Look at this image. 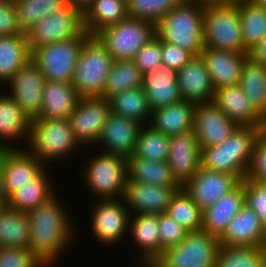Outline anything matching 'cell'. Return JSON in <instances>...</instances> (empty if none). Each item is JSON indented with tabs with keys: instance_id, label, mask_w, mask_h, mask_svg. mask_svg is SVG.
Segmentation results:
<instances>
[{
	"instance_id": "6da1fadb",
	"label": "cell",
	"mask_w": 266,
	"mask_h": 267,
	"mask_svg": "<svg viewBox=\"0 0 266 267\" xmlns=\"http://www.w3.org/2000/svg\"><path fill=\"white\" fill-rule=\"evenodd\" d=\"M69 211L55 193L27 212L31 223L29 248L47 267L60 263L62 255L74 243L77 230Z\"/></svg>"
},
{
	"instance_id": "7a4b0ae2",
	"label": "cell",
	"mask_w": 266,
	"mask_h": 267,
	"mask_svg": "<svg viewBox=\"0 0 266 267\" xmlns=\"http://www.w3.org/2000/svg\"><path fill=\"white\" fill-rule=\"evenodd\" d=\"M266 128L237 127L221 144L201 149V167L246 178L256 139Z\"/></svg>"
},
{
	"instance_id": "3957f363",
	"label": "cell",
	"mask_w": 266,
	"mask_h": 267,
	"mask_svg": "<svg viewBox=\"0 0 266 267\" xmlns=\"http://www.w3.org/2000/svg\"><path fill=\"white\" fill-rule=\"evenodd\" d=\"M205 4L184 0L155 25L160 41L175 44L193 57L200 56L203 48V19Z\"/></svg>"
},
{
	"instance_id": "277c9868",
	"label": "cell",
	"mask_w": 266,
	"mask_h": 267,
	"mask_svg": "<svg viewBox=\"0 0 266 267\" xmlns=\"http://www.w3.org/2000/svg\"><path fill=\"white\" fill-rule=\"evenodd\" d=\"M81 147L75 140L69 119L31 120L28 144L25 148L46 168L51 162L60 160L61 163L63 159L72 157Z\"/></svg>"
},
{
	"instance_id": "5b68a950",
	"label": "cell",
	"mask_w": 266,
	"mask_h": 267,
	"mask_svg": "<svg viewBox=\"0 0 266 267\" xmlns=\"http://www.w3.org/2000/svg\"><path fill=\"white\" fill-rule=\"evenodd\" d=\"M203 41L207 48L248 54L241 36L238 1L205 4Z\"/></svg>"
},
{
	"instance_id": "8992f818",
	"label": "cell",
	"mask_w": 266,
	"mask_h": 267,
	"mask_svg": "<svg viewBox=\"0 0 266 267\" xmlns=\"http://www.w3.org/2000/svg\"><path fill=\"white\" fill-rule=\"evenodd\" d=\"M114 61L96 36H89L85 40L71 81L81 98L102 97Z\"/></svg>"
},
{
	"instance_id": "52a82bcc",
	"label": "cell",
	"mask_w": 266,
	"mask_h": 267,
	"mask_svg": "<svg viewBox=\"0 0 266 267\" xmlns=\"http://www.w3.org/2000/svg\"><path fill=\"white\" fill-rule=\"evenodd\" d=\"M80 170L89 192L96 200L119 199L125 194L127 159L115 154H93ZM83 177V178H82ZM95 195V196H94Z\"/></svg>"
},
{
	"instance_id": "ba28073f",
	"label": "cell",
	"mask_w": 266,
	"mask_h": 267,
	"mask_svg": "<svg viewBox=\"0 0 266 267\" xmlns=\"http://www.w3.org/2000/svg\"><path fill=\"white\" fill-rule=\"evenodd\" d=\"M90 36L85 30L74 39L31 49V60L46 81L71 82L80 50Z\"/></svg>"
},
{
	"instance_id": "9c48e42d",
	"label": "cell",
	"mask_w": 266,
	"mask_h": 267,
	"mask_svg": "<svg viewBox=\"0 0 266 267\" xmlns=\"http://www.w3.org/2000/svg\"><path fill=\"white\" fill-rule=\"evenodd\" d=\"M114 60H133L136 53L155 36L151 22L128 17L95 35Z\"/></svg>"
},
{
	"instance_id": "30bf717a",
	"label": "cell",
	"mask_w": 266,
	"mask_h": 267,
	"mask_svg": "<svg viewBox=\"0 0 266 267\" xmlns=\"http://www.w3.org/2000/svg\"><path fill=\"white\" fill-rule=\"evenodd\" d=\"M219 246L216 236L188 232L179 244L165 249L156 262L159 267H215Z\"/></svg>"
},
{
	"instance_id": "8fae6325",
	"label": "cell",
	"mask_w": 266,
	"mask_h": 267,
	"mask_svg": "<svg viewBox=\"0 0 266 267\" xmlns=\"http://www.w3.org/2000/svg\"><path fill=\"white\" fill-rule=\"evenodd\" d=\"M84 31L82 11L70 3L41 19L26 34L30 48L74 39Z\"/></svg>"
},
{
	"instance_id": "7c38bea8",
	"label": "cell",
	"mask_w": 266,
	"mask_h": 267,
	"mask_svg": "<svg viewBox=\"0 0 266 267\" xmlns=\"http://www.w3.org/2000/svg\"><path fill=\"white\" fill-rule=\"evenodd\" d=\"M94 202L90 214V229H92L90 231L94 235L92 237L106 247L127 238L125 236L129 233L131 214L124 198L94 200Z\"/></svg>"
},
{
	"instance_id": "4fadbf2b",
	"label": "cell",
	"mask_w": 266,
	"mask_h": 267,
	"mask_svg": "<svg viewBox=\"0 0 266 267\" xmlns=\"http://www.w3.org/2000/svg\"><path fill=\"white\" fill-rule=\"evenodd\" d=\"M110 113V104L105 98L92 97L79 100L69 121L75 140L80 146L85 148L90 144V147L95 146Z\"/></svg>"
},
{
	"instance_id": "5bb4252c",
	"label": "cell",
	"mask_w": 266,
	"mask_h": 267,
	"mask_svg": "<svg viewBox=\"0 0 266 267\" xmlns=\"http://www.w3.org/2000/svg\"><path fill=\"white\" fill-rule=\"evenodd\" d=\"M45 82V77L39 68L30 60L5 85L8 87L5 89L8 91L7 93L20 106L30 121L39 118Z\"/></svg>"
},
{
	"instance_id": "9a60e30c",
	"label": "cell",
	"mask_w": 266,
	"mask_h": 267,
	"mask_svg": "<svg viewBox=\"0 0 266 267\" xmlns=\"http://www.w3.org/2000/svg\"><path fill=\"white\" fill-rule=\"evenodd\" d=\"M181 188V186L150 185L126 179L123 198L131 215H159L166 212L171 199Z\"/></svg>"
},
{
	"instance_id": "2e32d148",
	"label": "cell",
	"mask_w": 266,
	"mask_h": 267,
	"mask_svg": "<svg viewBox=\"0 0 266 267\" xmlns=\"http://www.w3.org/2000/svg\"><path fill=\"white\" fill-rule=\"evenodd\" d=\"M168 165L175 181L183 187L201 167V149L193 130L169 136Z\"/></svg>"
},
{
	"instance_id": "e0dca14e",
	"label": "cell",
	"mask_w": 266,
	"mask_h": 267,
	"mask_svg": "<svg viewBox=\"0 0 266 267\" xmlns=\"http://www.w3.org/2000/svg\"><path fill=\"white\" fill-rule=\"evenodd\" d=\"M143 126L137 121L117 116L111 112L95 147L101 146L99 147L102 149L100 151L104 153L115 154L128 159L136 149Z\"/></svg>"
},
{
	"instance_id": "ac0fdd59",
	"label": "cell",
	"mask_w": 266,
	"mask_h": 267,
	"mask_svg": "<svg viewBox=\"0 0 266 267\" xmlns=\"http://www.w3.org/2000/svg\"><path fill=\"white\" fill-rule=\"evenodd\" d=\"M237 127L212 101L196 104L193 131L200 149L221 144Z\"/></svg>"
},
{
	"instance_id": "d6986e66",
	"label": "cell",
	"mask_w": 266,
	"mask_h": 267,
	"mask_svg": "<svg viewBox=\"0 0 266 267\" xmlns=\"http://www.w3.org/2000/svg\"><path fill=\"white\" fill-rule=\"evenodd\" d=\"M241 181L232 174L200 167L182 188L203 211L234 189Z\"/></svg>"
},
{
	"instance_id": "ffe728a7",
	"label": "cell",
	"mask_w": 266,
	"mask_h": 267,
	"mask_svg": "<svg viewBox=\"0 0 266 267\" xmlns=\"http://www.w3.org/2000/svg\"><path fill=\"white\" fill-rule=\"evenodd\" d=\"M30 125L31 121L20 106L6 90L0 89V149L25 148L28 144Z\"/></svg>"
},
{
	"instance_id": "44dd1931",
	"label": "cell",
	"mask_w": 266,
	"mask_h": 267,
	"mask_svg": "<svg viewBox=\"0 0 266 267\" xmlns=\"http://www.w3.org/2000/svg\"><path fill=\"white\" fill-rule=\"evenodd\" d=\"M2 165L8 198L46 169L42 162L26 148L2 149Z\"/></svg>"
},
{
	"instance_id": "7402d4cb",
	"label": "cell",
	"mask_w": 266,
	"mask_h": 267,
	"mask_svg": "<svg viewBox=\"0 0 266 267\" xmlns=\"http://www.w3.org/2000/svg\"><path fill=\"white\" fill-rule=\"evenodd\" d=\"M220 245L266 248V228L246 204L231 219L219 238Z\"/></svg>"
},
{
	"instance_id": "603a6c76",
	"label": "cell",
	"mask_w": 266,
	"mask_h": 267,
	"mask_svg": "<svg viewBox=\"0 0 266 267\" xmlns=\"http://www.w3.org/2000/svg\"><path fill=\"white\" fill-rule=\"evenodd\" d=\"M141 87L151 111L183 100L177 84V70L165 66H155L144 72Z\"/></svg>"
},
{
	"instance_id": "cb8c5ba5",
	"label": "cell",
	"mask_w": 266,
	"mask_h": 267,
	"mask_svg": "<svg viewBox=\"0 0 266 267\" xmlns=\"http://www.w3.org/2000/svg\"><path fill=\"white\" fill-rule=\"evenodd\" d=\"M212 102L238 127L266 128L239 84L216 89Z\"/></svg>"
},
{
	"instance_id": "d4e9b609",
	"label": "cell",
	"mask_w": 266,
	"mask_h": 267,
	"mask_svg": "<svg viewBox=\"0 0 266 267\" xmlns=\"http://www.w3.org/2000/svg\"><path fill=\"white\" fill-rule=\"evenodd\" d=\"M177 84L183 100L194 104L213 100L215 89L201 56L192 57L177 71Z\"/></svg>"
},
{
	"instance_id": "484cf974",
	"label": "cell",
	"mask_w": 266,
	"mask_h": 267,
	"mask_svg": "<svg viewBox=\"0 0 266 267\" xmlns=\"http://www.w3.org/2000/svg\"><path fill=\"white\" fill-rule=\"evenodd\" d=\"M245 204V179L202 211V231L220 238Z\"/></svg>"
},
{
	"instance_id": "4316f807",
	"label": "cell",
	"mask_w": 266,
	"mask_h": 267,
	"mask_svg": "<svg viewBox=\"0 0 266 267\" xmlns=\"http://www.w3.org/2000/svg\"><path fill=\"white\" fill-rule=\"evenodd\" d=\"M201 58L206 64L214 89L239 84L242 66L248 54L204 47Z\"/></svg>"
},
{
	"instance_id": "83f0119b",
	"label": "cell",
	"mask_w": 266,
	"mask_h": 267,
	"mask_svg": "<svg viewBox=\"0 0 266 267\" xmlns=\"http://www.w3.org/2000/svg\"><path fill=\"white\" fill-rule=\"evenodd\" d=\"M128 235L137 246V261L156 262L161 257L158 215H131Z\"/></svg>"
},
{
	"instance_id": "f1b7e54d",
	"label": "cell",
	"mask_w": 266,
	"mask_h": 267,
	"mask_svg": "<svg viewBox=\"0 0 266 267\" xmlns=\"http://www.w3.org/2000/svg\"><path fill=\"white\" fill-rule=\"evenodd\" d=\"M80 99L71 82L46 81L39 118L69 119Z\"/></svg>"
},
{
	"instance_id": "f546056e",
	"label": "cell",
	"mask_w": 266,
	"mask_h": 267,
	"mask_svg": "<svg viewBox=\"0 0 266 267\" xmlns=\"http://www.w3.org/2000/svg\"><path fill=\"white\" fill-rule=\"evenodd\" d=\"M196 104L182 100L176 104L158 108L151 113L149 125L167 136L193 130Z\"/></svg>"
},
{
	"instance_id": "4dcf8cb0",
	"label": "cell",
	"mask_w": 266,
	"mask_h": 267,
	"mask_svg": "<svg viewBox=\"0 0 266 267\" xmlns=\"http://www.w3.org/2000/svg\"><path fill=\"white\" fill-rule=\"evenodd\" d=\"M30 60L31 49L25 33L0 36V89H5L17 71Z\"/></svg>"
},
{
	"instance_id": "1f68e13d",
	"label": "cell",
	"mask_w": 266,
	"mask_h": 267,
	"mask_svg": "<svg viewBox=\"0 0 266 267\" xmlns=\"http://www.w3.org/2000/svg\"><path fill=\"white\" fill-rule=\"evenodd\" d=\"M82 15L84 30L95 36L102 29L127 19L128 3L124 0H93Z\"/></svg>"
},
{
	"instance_id": "d6a6232c",
	"label": "cell",
	"mask_w": 266,
	"mask_h": 267,
	"mask_svg": "<svg viewBox=\"0 0 266 267\" xmlns=\"http://www.w3.org/2000/svg\"><path fill=\"white\" fill-rule=\"evenodd\" d=\"M31 223L27 212L0 205V248H29Z\"/></svg>"
},
{
	"instance_id": "836d02e7",
	"label": "cell",
	"mask_w": 266,
	"mask_h": 267,
	"mask_svg": "<svg viewBox=\"0 0 266 267\" xmlns=\"http://www.w3.org/2000/svg\"><path fill=\"white\" fill-rule=\"evenodd\" d=\"M239 86L254 111L266 122V67L247 56L242 66Z\"/></svg>"
},
{
	"instance_id": "e575fe53",
	"label": "cell",
	"mask_w": 266,
	"mask_h": 267,
	"mask_svg": "<svg viewBox=\"0 0 266 267\" xmlns=\"http://www.w3.org/2000/svg\"><path fill=\"white\" fill-rule=\"evenodd\" d=\"M48 167L35 179L21 186L8 199L7 205L13 209L28 212L52 197L56 190Z\"/></svg>"
},
{
	"instance_id": "d590c367",
	"label": "cell",
	"mask_w": 266,
	"mask_h": 267,
	"mask_svg": "<svg viewBox=\"0 0 266 267\" xmlns=\"http://www.w3.org/2000/svg\"><path fill=\"white\" fill-rule=\"evenodd\" d=\"M127 179L158 186H180L167 161H153L132 155L127 159Z\"/></svg>"
},
{
	"instance_id": "8d00e7d4",
	"label": "cell",
	"mask_w": 266,
	"mask_h": 267,
	"mask_svg": "<svg viewBox=\"0 0 266 267\" xmlns=\"http://www.w3.org/2000/svg\"><path fill=\"white\" fill-rule=\"evenodd\" d=\"M108 101L113 114L149 125L152 111L142 87L124 90L110 97Z\"/></svg>"
},
{
	"instance_id": "74e56055",
	"label": "cell",
	"mask_w": 266,
	"mask_h": 267,
	"mask_svg": "<svg viewBox=\"0 0 266 267\" xmlns=\"http://www.w3.org/2000/svg\"><path fill=\"white\" fill-rule=\"evenodd\" d=\"M241 36L247 50L266 36V8L253 0H239Z\"/></svg>"
},
{
	"instance_id": "f35d334b",
	"label": "cell",
	"mask_w": 266,
	"mask_h": 267,
	"mask_svg": "<svg viewBox=\"0 0 266 267\" xmlns=\"http://www.w3.org/2000/svg\"><path fill=\"white\" fill-rule=\"evenodd\" d=\"M143 73L133 60H115L106 78L101 98L109 99L124 90L142 86Z\"/></svg>"
},
{
	"instance_id": "ab89813d",
	"label": "cell",
	"mask_w": 266,
	"mask_h": 267,
	"mask_svg": "<svg viewBox=\"0 0 266 267\" xmlns=\"http://www.w3.org/2000/svg\"><path fill=\"white\" fill-rule=\"evenodd\" d=\"M215 267H266V248L220 245Z\"/></svg>"
},
{
	"instance_id": "60d3db41",
	"label": "cell",
	"mask_w": 266,
	"mask_h": 267,
	"mask_svg": "<svg viewBox=\"0 0 266 267\" xmlns=\"http://www.w3.org/2000/svg\"><path fill=\"white\" fill-rule=\"evenodd\" d=\"M165 213L188 232L202 231V210L183 188L173 196Z\"/></svg>"
},
{
	"instance_id": "b9f144b4",
	"label": "cell",
	"mask_w": 266,
	"mask_h": 267,
	"mask_svg": "<svg viewBox=\"0 0 266 267\" xmlns=\"http://www.w3.org/2000/svg\"><path fill=\"white\" fill-rule=\"evenodd\" d=\"M20 30L27 34L35 23L65 6L67 0H13Z\"/></svg>"
},
{
	"instance_id": "7bdbcfd3",
	"label": "cell",
	"mask_w": 266,
	"mask_h": 267,
	"mask_svg": "<svg viewBox=\"0 0 266 267\" xmlns=\"http://www.w3.org/2000/svg\"><path fill=\"white\" fill-rule=\"evenodd\" d=\"M169 148V136L154 130L150 125H144L141 128L133 155L147 160L167 161Z\"/></svg>"
},
{
	"instance_id": "ee69618b",
	"label": "cell",
	"mask_w": 266,
	"mask_h": 267,
	"mask_svg": "<svg viewBox=\"0 0 266 267\" xmlns=\"http://www.w3.org/2000/svg\"><path fill=\"white\" fill-rule=\"evenodd\" d=\"M184 0H130L128 15L156 25L167 13Z\"/></svg>"
},
{
	"instance_id": "f6af8a7d",
	"label": "cell",
	"mask_w": 266,
	"mask_h": 267,
	"mask_svg": "<svg viewBox=\"0 0 266 267\" xmlns=\"http://www.w3.org/2000/svg\"><path fill=\"white\" fill-rule=\"evenodd\" d=\"M0 267H47L30 248H0Z\"/></svg>"
},
{
	"instance_id": "bcb514c9",
	"label": "cell",
	"mask_w": 266,
	"mask_h": 267,
	"mask_svg": "<svg viewBox=\"0 0 266 267\" xmlns=\"http://www.w3.org/2000/svg\"><path fill=\"white\" fill-rule=\"evenodd\" d=\"M158 227L161 243V255L168 247L179 244L188 231L172 219L167 213L158 215Z\"/></svg>"
},
{
	"instance_id": "7dc6e473",
	"label": "cell",
	"mask_w": 266,
	"mask_h": 267,
	"mask_svg": "<svg viewBox=\"0 0 266 267\" xmlns=\"http://www.w3.org/2000/svg\"><path fill=\"white\" fill-rule=\"evenodd\" d=\"M245 204L258 215L266 228V183L245 178Z\"/></svg>"
},
{
	"instance_id": "c3c4849f",
	"label": "cell",
	"mask_w": 266,
	"mask_h": 267,
	"mask_svg": "<svg viewBox=\"0 0 266 267\" xmlns=\"http://www.w3.org/2000/svg\"><path fill=\"white\" fill-rule=\"evenodd\" d=\"M246 178L251 181L266 183V129L256 139Z\"/></svg>"
},
{
	"instance_id": "681fc988",
	"label": "cell",
	"mask_w": 266,
	"mask_h": 267,
	"mask_svg": "<svg viewBox=\"0 0 266 267\" xmlns=\"http://www.w3.org/2000/svg\"><path fill=\"white\" fill-rule=\"evenodd\" d=\"M133 61L142 73L148 72L155 66H162L161 41L155 35L137 53Z\"/></svg>"
},
{
	"instance_id": "f907efd6",
	"label": "cell",
	"mask_w": 266,
	"mask_h": 267,
	"mask_svg": "<svg viewBox=\"0 0 266 267\" xmlns=\"http://www.w3.org/2000/svg\"><path fill=\"white\" fill-rule=\"evenodd\" d=\"M13 0H0V36L22 34Z\"/></svg>"
},
{
	"instance_id": "816d5d0a",
	"label": "cell",
	"mask_w": 266,
	"mask_h": 267,
	"mask_svg": "<svg viewBox=\"0 0 266 267\" xmlns=\"http://www.w3.org/2000/svg\"><path fill=\"white\" fill-rule=\"evenodd\" d=\"M162 66L170 69L179 70L184 64H187L193 57L189 52L181 47L161 41Z\"/></svg>"
},
{
	"instance_id": "f5cc1de1",
	"label": "cell",
	"mask_w": 266,
	"mask_h": 267,
	"mask_svg": "<svg viewBox=\"0 0 266 267\" xmlns=\"http://www.w3.org/2000/svg\"><path fill=\"white\" fill-rule=\"evenodd\" d=\"M248 57L266 67V36L248 50Z\"/></svg>"
},
{
	"instance_id": "db71d44e",
	"label": "cell",
	"mask_w": 266,
	"mask_h": 267,
	"mask_svg": "<svg viewBox=\"0 0 266 267\" xmlns=\"http://www.w3.org/2000/svg\"><path fill=\"white\" fill-rule=\"evenodd\" d=\"M8 196L5 191V180L2 165V149H0V205H7Z\"/></svg>"
},
{
	"instance_id": "11a10c76",
	"label": "cell",
	"mask_w": 266,
	"mask_h": 267,
	"mask_svg": "<svg viewBox=\"0 0 266 267\" xmlns=\"http://www.w3.org/2000/svg\"><path fill=\"white\" fill-rule=\"evenodd\" d=\"M67 2L83 12L93 0H67Z\"/></svg>"
},
{
	"instance_id": "9f6ffc18",
	"label": "cell",
	"mask_w": 266,
	"mask_h": 267,
	"mask_svg": "<svg viewBox=\"0 0 266 267\" xmlns=\"http://www.w3.org/2000/svg\"><path fill=\"white\" fill-rule=\"evenodd\" d=\"M198 2H201L203 4H209V3H235L239 0H196Z\"/></svg>"
},
{
	"instance_id": "6f0895ef",
	"label": "cell",
	"mask_w": 266,
	"mask_h": 267,
	"mask_svg": "<svg viewBox=\"0 0 266 267\" xmlns=\"http://www.w3.org/2000/svg\"><path fill=\"white\" fill-rule=\"evenodd\" d=\"M136 266H138V267H159V264L157 262H144V261H140V262L136 263Z\"/></svg>"
},
{
	"instance_id": "680465c9",
	"label": "cell",
	"mask_w": 266,
	"mask_h": 267,
	"mask_svg": "<svg viewBox=\"0 0 266 267\" xmlns=\"http://www.w3.org/2000/svg\"><path fill=\"white\" fill-rule=\"evenodd\" d=\"M253 1L266 8V0H253Z\"/></svg>"
}]
</instances>
